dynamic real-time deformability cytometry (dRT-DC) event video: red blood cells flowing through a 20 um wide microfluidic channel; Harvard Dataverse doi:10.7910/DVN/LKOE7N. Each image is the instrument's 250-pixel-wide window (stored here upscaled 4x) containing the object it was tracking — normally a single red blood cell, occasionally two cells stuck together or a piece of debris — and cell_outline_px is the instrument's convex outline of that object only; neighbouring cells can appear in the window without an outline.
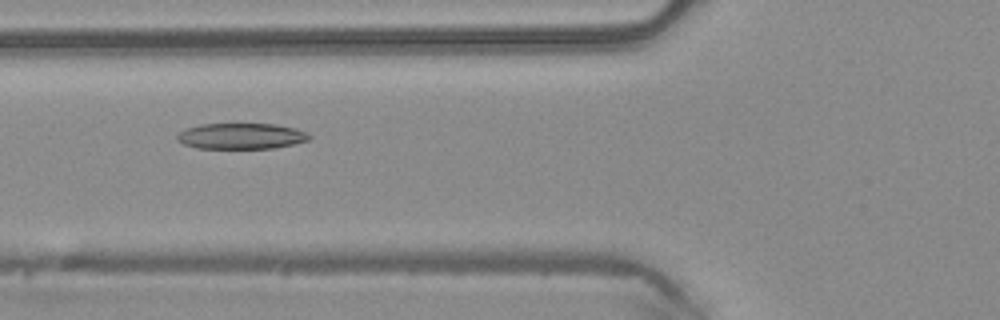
{"species": "common noctule bat (a hibernating species)", "species_latin": "Nyctalus noctula", "temperature_condition": "warm", "stored_images_in_passage": 2, "camera_frame_rate_fps": 3000, "um_per_image_px": 0.085, "animal": {"sex": "male", "body_mass_g": 20.4}, "frame": {"image": 1, "passage_image": 2, "time_ms": 0.333, "image_size_px": [1000, 320], "cell_outline_px": [[312, 136], [308, 140], [292, 144], [272, 148], [196, 148], [184, 144], [176, 140], [176, 136], [184, 128], [200, 124], [276, 124], [296, 128], [308, 132]], "centroid_in_image_um": [20.49, 11.56], "position_along_channel_um": 105.3, "area_um2": 20.0}}